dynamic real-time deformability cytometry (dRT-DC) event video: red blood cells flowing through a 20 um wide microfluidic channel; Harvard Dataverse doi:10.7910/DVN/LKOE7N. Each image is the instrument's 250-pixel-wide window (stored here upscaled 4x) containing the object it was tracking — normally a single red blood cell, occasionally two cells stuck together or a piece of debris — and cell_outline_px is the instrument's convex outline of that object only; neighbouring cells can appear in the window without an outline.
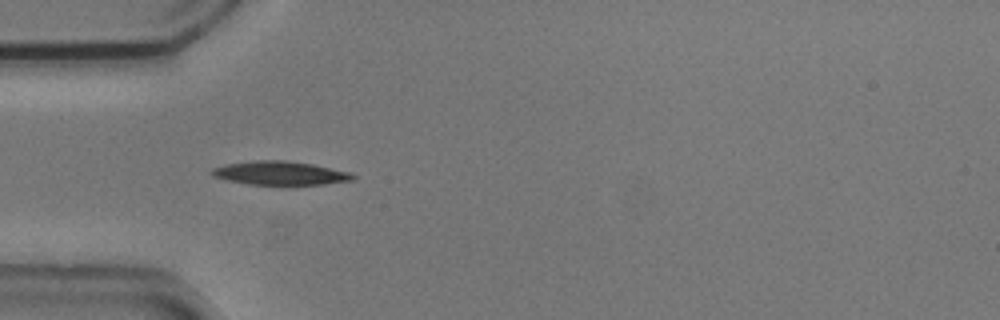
{"species": "common noctule bat (a hibernating species)", "species_latin": "Nyctalus noctula", "temperature_condition": "cold", "stored_images_in_passage": 39, "camera_frame_rate_fps": 3000, "um_per_image_px": 0.085, "animal": {"sex": "male", "body_mass_g": 20.5, "forearm_length_mm": 52.5}, "frame": {"image": 1, "passage_image": 6, "time_ms": 1.667, "image_size_px": [1000, 320], "cell_outline_px": [[356, 176], [352, 180], [324, 184], [248, 184], [228, 180], [212, 176], [208, 172], [212, 168], [228, 164], [252, 160], [284, 160], [312, 164], [352, 172]], "centroid_in_image_um": [23.8, 14.7], "position_along_channel_um": 61.2, "area_um2": 19.36}, "authors_computed_cell_mechanics": {"area_um2": 18.3804, "velocity_mm_per_s": 3.7125, "shape_relaxation_time_tau1_ms": 2.8518, "shape_relaxation_time_tau2_ms": 4.1528, "deformation_change_tau1": 0.1202, "deformation_change_tau2": 0.1061}}